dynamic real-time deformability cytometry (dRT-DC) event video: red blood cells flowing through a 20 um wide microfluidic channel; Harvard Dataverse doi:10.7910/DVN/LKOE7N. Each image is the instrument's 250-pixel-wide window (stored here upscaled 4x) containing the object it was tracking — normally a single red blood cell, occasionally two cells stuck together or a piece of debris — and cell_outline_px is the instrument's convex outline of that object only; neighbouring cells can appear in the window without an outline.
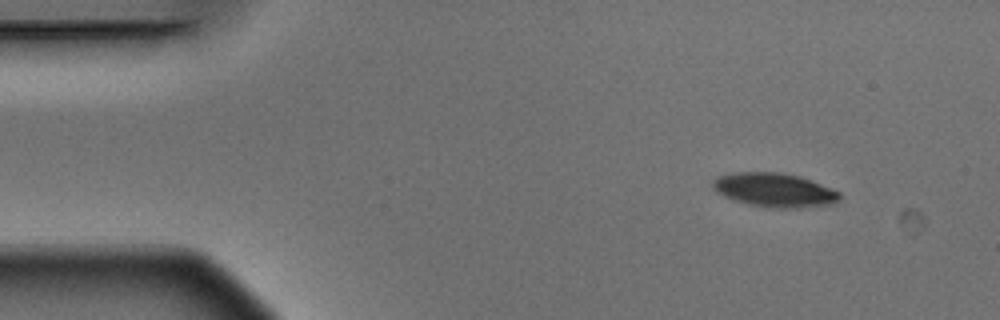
{"species": "Egyptian fruit bat (a non-hibernating species)", "species_latin": "Rousettus aegyptiacus", "temperature_condition": "warm", "stored_images_in_passage": 10, "camera_frame_rate_fps": 3000, "um_per_image_px": 0.085, "animal": {"sex": "male"}, "frame": {"image": 1, "passage_image": 1, "time_ms": 0.0, "image_size_px": [1000, 320], "cell_outline_px": [[840, 196], [836, 200], [828, 204], [800, 208], [772, 208], [748, 204], [732, 200], [716, 192], [712, 188], [712, 180], [716, 176], [736, 172], [780, 172], [800, 176], [832, 188], [840, 192]], "centroid_in_image_um": [65.76, 16.14], "position_along_channel_um": 19.2, "area_um2": 25.2}}
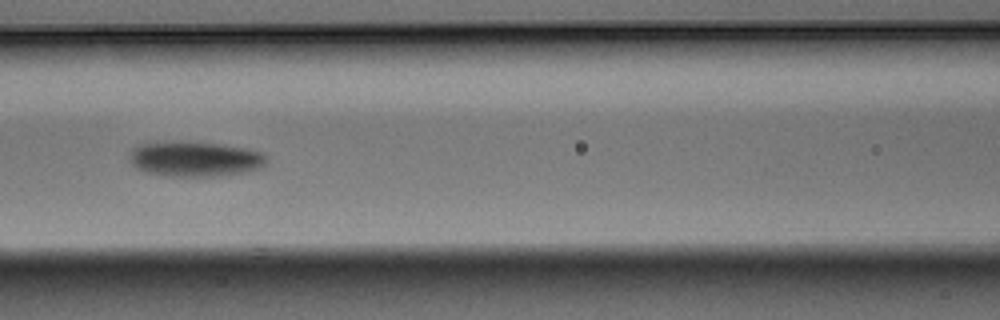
{"frame": {"image": 2, "passage_image": 6, "time_ms": 1.667, "image_size_px": [1000, 320], "cell_outline_px": [[268, 160], [260, 168], [248, 172], [220, 176], [168, 176], [144, 172], [136, 168], [128, 160], [132, 148], [140, 144], [224, 144], [248, 148], [264, 152], [268, 156]], "centroid_in_image_um": [16.65, 13.56], "position_along_channel_um": 149.9, "area_um2": 27.63}}
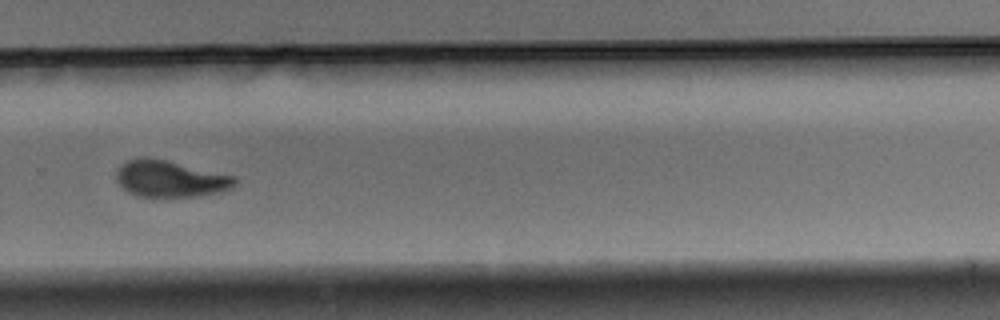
{"frame": {"image": 3, "passage_image": 10, "time_ms": 3.0, "image_size_px": [1000, 320], "cell_outline_px": [[236, 184], [232, 188], [220, 192], [196, 196], [140, 196], [128, 192], [116, 180], [116, 172], [120, 164], [128, 160], [144, 156], [148, 156], [236, 176]], "centroid_in_image_um": [14.46, 15.18], "position_along_channel_um": 315.3, "area_um2": 25.2}}